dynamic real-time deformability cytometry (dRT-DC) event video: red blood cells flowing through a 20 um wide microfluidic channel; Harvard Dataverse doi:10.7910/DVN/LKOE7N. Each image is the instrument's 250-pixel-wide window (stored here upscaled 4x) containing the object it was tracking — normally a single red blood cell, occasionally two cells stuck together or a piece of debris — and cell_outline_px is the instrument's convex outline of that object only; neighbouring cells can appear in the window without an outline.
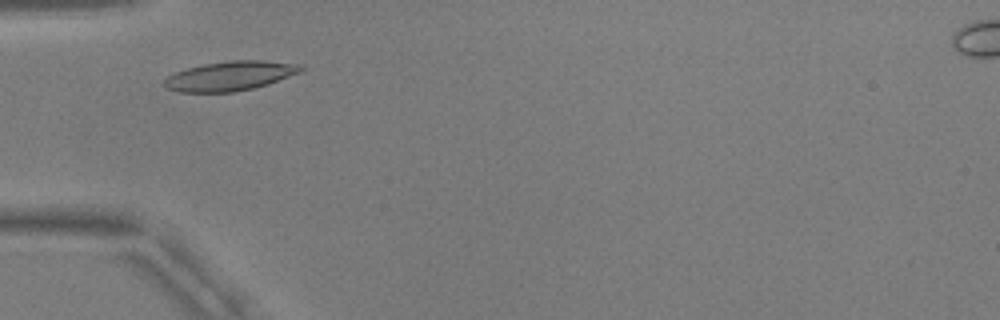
{"species": "common noctule bat (a hibernating species)", "species_latin": "Nyctalus noctula", "temperature_condition": "warm", "stored_images_in_passage": 28, "camera_frame_rate_fps": 3000, "um_per_image_px": 0.085, "animal": {"sex": "male", "body_mass_g": 17.9, "forearm_length_mm": 54.2}, "frame": {"image": 1, "passage_image": 3, "time_ms": 0.667, "image_size_px": [1000, 320], "cell_outline_px": [[304, 68], [300, 72], [268, 84], [252, 88], [232, 92], [180, 92], [168, 88], [164, 84], [164, 80], [168, 76], [176, 72], [188, 68], [204, 64], [232, 60], [264, 60], [304, 64]], "centroid_in_image_um": [19.6, 6.44], "position_along_channel_um": 65.4, "area_um2": 23.29}}
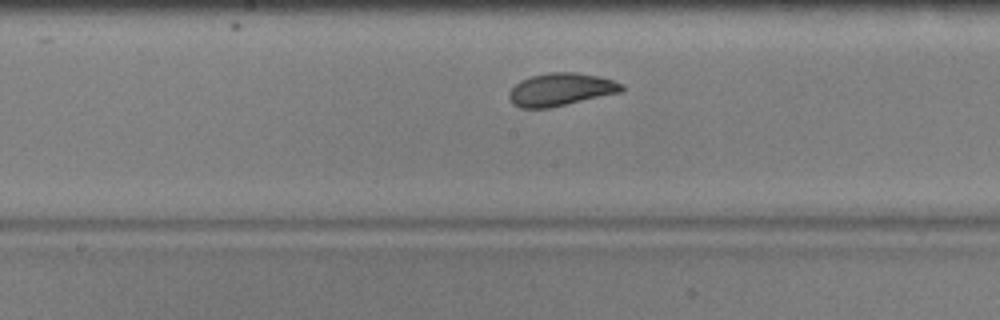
{"frame": {"image": 2, "passage_image": 14, "time_ms": 4.333, "image_size_px": [1000, 320], "cell_outline_px": [[624, 92], [548, 108], [520, 108], [512, 104], [508, 96], [508, 92], [520, 80], [532, 76], [548, 72], [576, 72], [596, 76], [612, 80], [624, 84]], "centroid_in_image_um": [47.67, 7.61], "position_along_channel_um": 200.5, "area_um2": 21.62}}
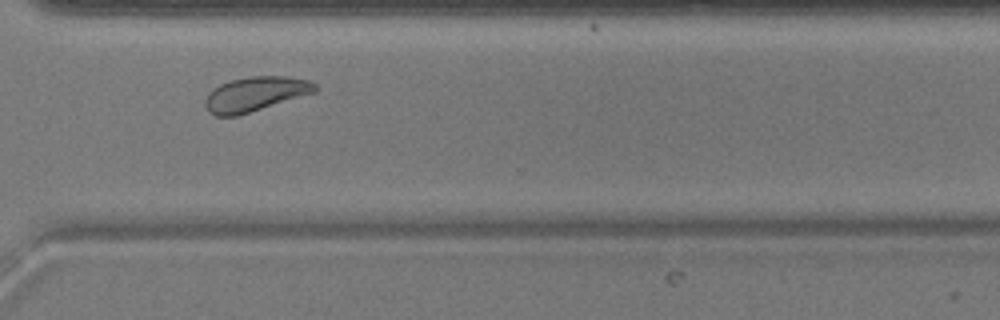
{"frame": {"image": 3, "passage_image": 26, "time_ms": 8.333, "image_size_px": [1000, 320], "cell_outline_px": [[316, 92], [236, 116], [216, 116], [208, 112], [204, 104], [204, 100], [208, 92], [212, 88], [220, 84], [232, 80], [248, 76], [284, 76], [308, 80], [316, 84]], "centroid_in_image_um": [21.65, 7.99], "position_along_channel_um": 348.9, "area_um2": 22.08}, "authors_computed_cell_mechanics": {"area_um2": 21.5594, "velocity_mm_per_s": 3.7085, "shape_relaxation_time_tau1_ms": 2.0044, "shape_relaxation_time_tau2_ms": 0.8639, "deformation_change_tau1": 0.1043, "deformation_change_tau2": 0.0478}}